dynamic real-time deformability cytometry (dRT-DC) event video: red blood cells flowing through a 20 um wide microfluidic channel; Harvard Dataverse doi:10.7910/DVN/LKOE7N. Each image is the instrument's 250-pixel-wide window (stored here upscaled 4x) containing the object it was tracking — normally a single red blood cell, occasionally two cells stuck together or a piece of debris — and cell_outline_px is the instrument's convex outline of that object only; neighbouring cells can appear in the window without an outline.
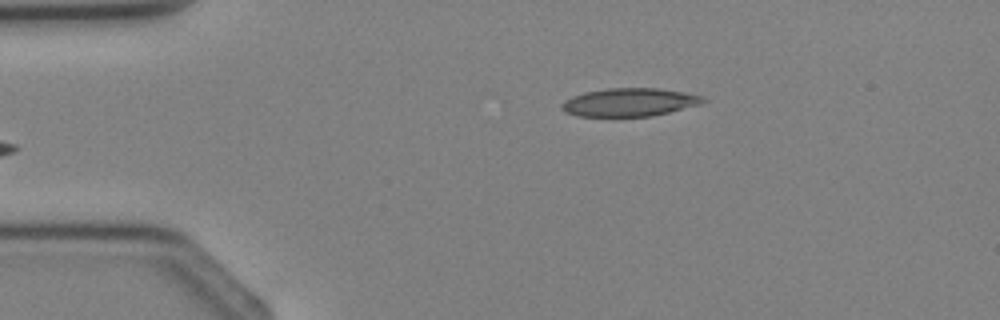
{"species": "Egyptian fruit bat (a non-hibernating species)", "species_latin": "Rousettus aegyptiacus", "temperature_condition": "cold", "stored_images_in_passage": 4, "camera_frame_rate_fps": 3000, "um_per_image_px": 0.085, "animal": {"sex": "female"}, "frame": {"image": 1, "passage_image": 4, "time_ms": 3.333, "image_size_px": [1000, 320], "cell_outline_px": [[708, 100], [700, 104], [652, 116], [576, 116], [564, 112], [560, 108], [560, 104], [564, 100], [572, 96], [584, 92], [608, 88], [656, 88], [684, 92], [700, 96]], "centroid_in_image_um": [53.44, 8.69], "position_along_channel_um": 31.6, "area_um2": 23.18}}